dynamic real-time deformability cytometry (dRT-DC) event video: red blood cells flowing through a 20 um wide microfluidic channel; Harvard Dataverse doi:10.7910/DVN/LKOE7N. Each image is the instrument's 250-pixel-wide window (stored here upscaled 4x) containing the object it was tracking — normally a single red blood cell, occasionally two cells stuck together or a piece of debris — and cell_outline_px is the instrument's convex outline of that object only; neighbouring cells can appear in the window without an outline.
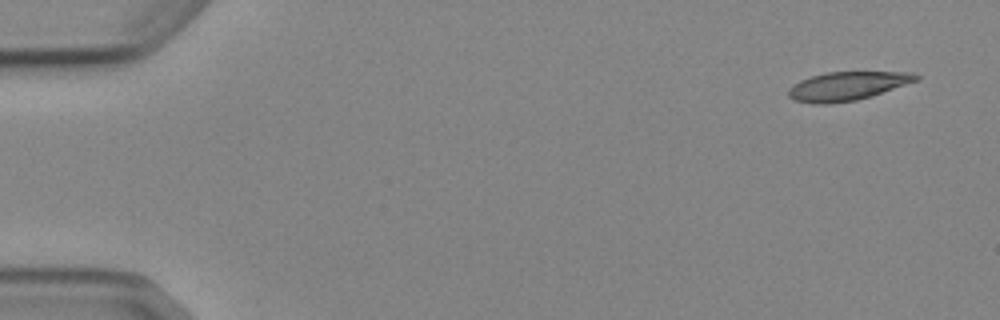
{"species": "Egyptian fruit bat (a non-hibernating species)", "species_latin": "Rousettus aegyptiacus", "temperature_condition": "cold", "stored_images_in_passage": 7, "camera_frame_rate_fps": 3000, "um_per_image_px": 0.085, "animal": {"sex": "female"}, "frame": {"image": 1, "passage_image": 1, "time_ms": 0.0, "image_size_px": [1000, 320], "cell_outline_px": [[920, 80], [872, 96], [856, 100], [824, 104], [812, 104], [792, 100], [788, 96], [788, 88], [792, 84], [800, 80], [812, 76], [828, 72], [912, 72], [920, 76]], "centroid_in_image_um": [72.01, 7.32], "position_along_channel_um": 13.0, "area_um2": 21.5}}
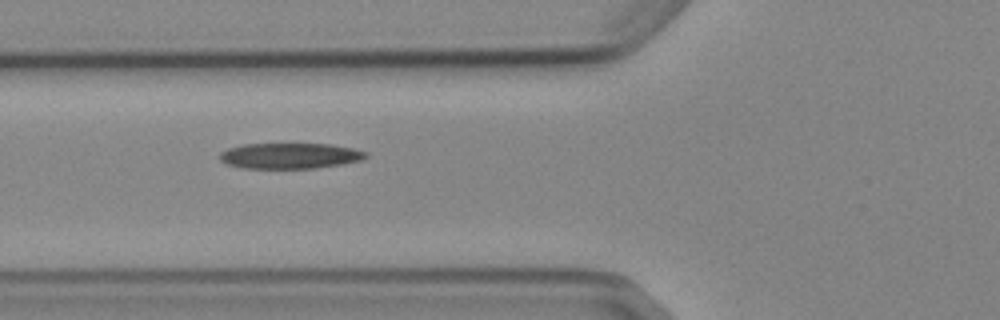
{"frame": {"image": 2, "passage_image": 6, "time_ms": 5.667, "image_size_px": [1000, 320], "cell_outline_px": [[368, 156], [360, 160], [340, 164], [316, 168], [244, 168], [228, 164], [220, 160], [220, 152], [228, 148], [244, 144], [328, 144], [352, 148], [368, 152]], "centroid_in_image_um": [24.64, 13.24], "position_along_channel_um": 101.2, "area_um2": 21.68}}
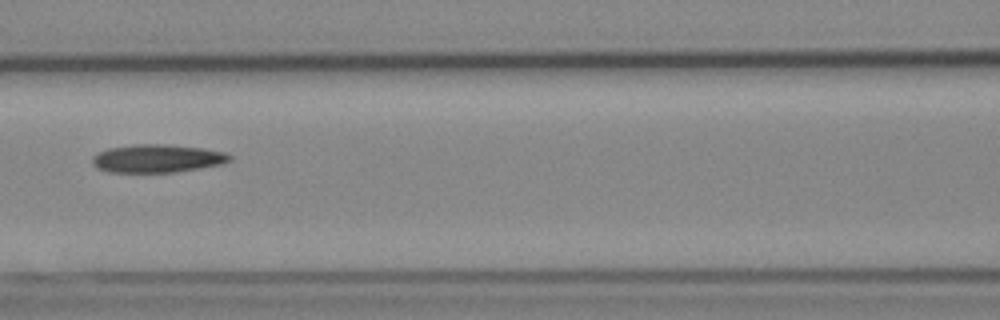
{"frame": {"image": 3, "passage_image": 7, "time_ms": 7.0, "image_size_px": [1000, 320], "cell_outline_px": [[232, 160], [224, 164], [200, 168], [172, 172], [108, 172], [96, 168], [92, 164], [92, 156], [108, 148], [132, 144], [164, 144], [204, 148], [224, 152], [232, 156]], "centroid_in_image_um": [13.37, 13.47], "position_along_channel_um": 153.2, "area_um2": 22.66}}